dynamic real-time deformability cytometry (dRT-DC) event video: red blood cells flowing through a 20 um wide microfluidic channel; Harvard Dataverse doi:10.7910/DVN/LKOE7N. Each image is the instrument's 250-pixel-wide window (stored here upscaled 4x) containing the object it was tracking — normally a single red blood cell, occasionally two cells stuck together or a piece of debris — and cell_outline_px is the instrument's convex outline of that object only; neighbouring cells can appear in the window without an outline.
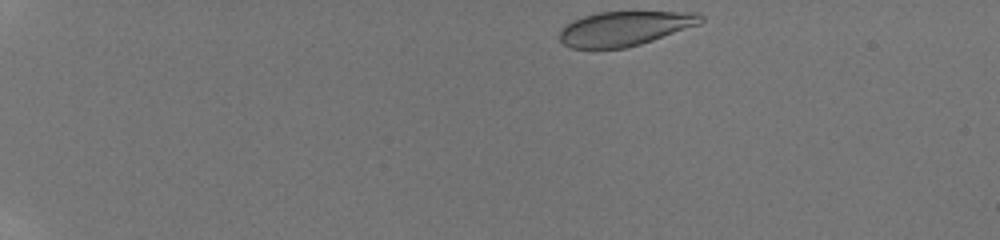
{"species": "human", "species_latin": "Homo sapiens", "temperature_condition": "room temperature", "stored_images_in_passage": 21, "camera_frame_rate_fps": 3000, "um_per_image_px": 0.085, "donor": {"sex": "male"}, "frame": {"image": 1, "passage_image": 1, "time_ms": 0.0, "image_size_px": [1000, 240], "cell_outline_px": [[704, 20], [700, 24], [640, 44], [624, 48], [568, 48], [560, 40], [560, 28], [572, 20], [584, 16], [600, 12], [700, 12], [704, 16]], "centroid_in_image_um": [53.1, 2.41], "position_along_channel_um": 31.9, "area_um2": 28.32}}
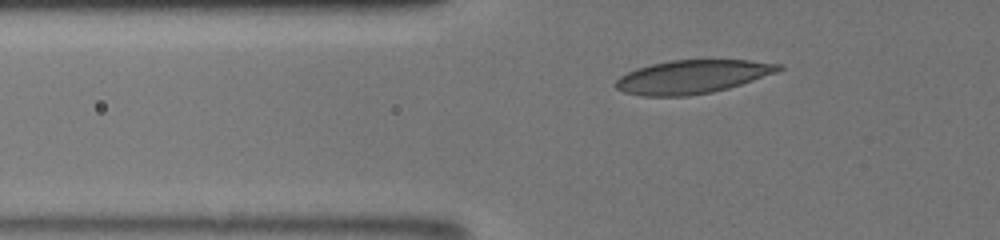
{"frame": {"image": 2, "passage_image": 13, "time_ms": 3.333, "image_size_px": [1000, 240], "cell_outline_px": [[784, 68], [780, 72], [728, 88], [712, 92], [688, 96], [644, 96], [624, 92], [616, 88], [612, 84], [620, 76], [636, 68], [652, 64], [672, 60], [752, 60], [784, 64]], "centroid_in_image_um": [58.89, 6.52], "position_along_channel_um": 66.9, "area_um2": 32.02}}
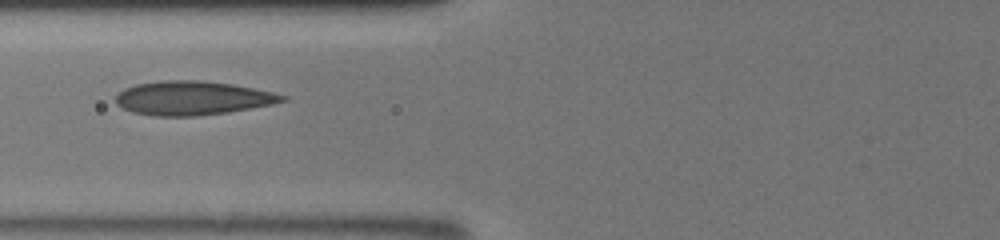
{"frame": {"image": 3, "passage_image": 20, "time_ms": 4.667, "image_size_px": [1000, 240], "cell_outline_px": [[288, 100], [272, 104], [252, 108], [228, 112], [200, 116], [152, 116], [132, 112], [116, 104], [116, 96], [124, 88], [136, 84], [160, 80], [204, 80], [232, 84], [272, 92], [288, 96]], "centroid_in_image_um": [16.36, 8.33], "position_along_channel_um": 109.4, "area_um2": 33.12}}